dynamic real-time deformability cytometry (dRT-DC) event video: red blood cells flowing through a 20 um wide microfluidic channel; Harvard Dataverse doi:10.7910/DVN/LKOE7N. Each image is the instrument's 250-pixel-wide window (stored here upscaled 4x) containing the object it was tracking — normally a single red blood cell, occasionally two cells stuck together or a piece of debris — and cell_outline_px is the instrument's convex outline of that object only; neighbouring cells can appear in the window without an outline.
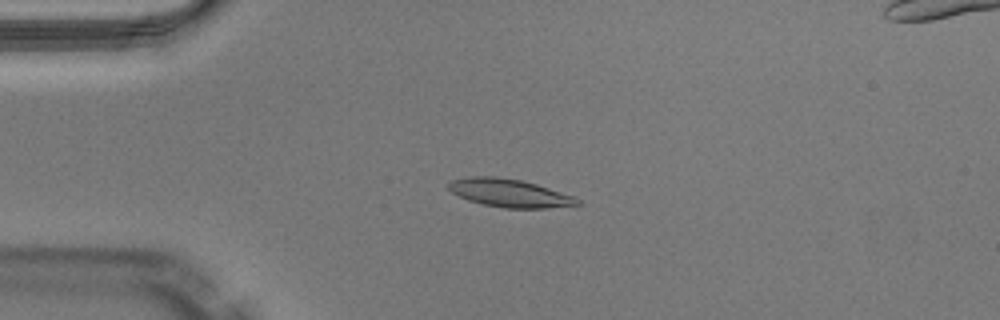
{"species": "Egyptian fruit bat (a non-hibernating species)", "species_latin": "Rousettus aegyptiacus", "temperature_condition": "warm", "stored_images_in_passage": 42, "camera_frame_rate_fps": 3000, "um_per_image_px": 0.085, "animal": {"sex": "male"}, "frame": {"image": 1, "passage_image": 3, "time_ms": 0.667, "image_size_px": [1000, 320], "cell_outline_px": [[584, 204], [548, 208], [504, 208], [484, 204], [468, 200], [452, 192], [448, 188], [448, 184], [452, 180], [468, 176], [496, 176], [520, 180], [536, 184], [572, 196], [580, 200]], "centroid_in_image_um": [43.31, 16.41], "position_along_channel_um": 41.7, "area_um2": 20.92}}
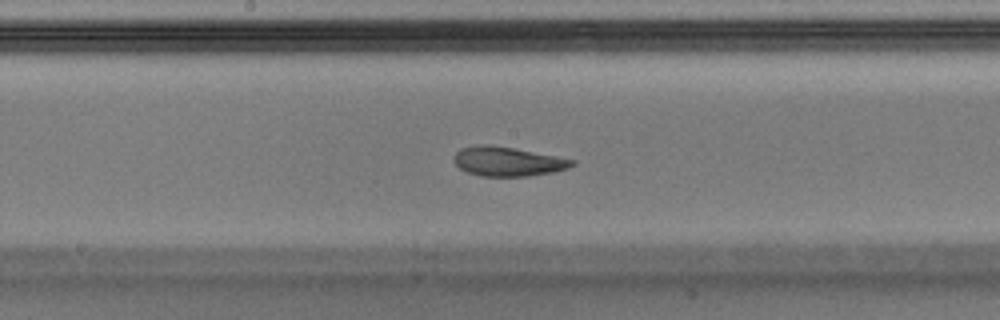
{"frame": {"image": 2, "passage_image": 17, "time_ms": 5.333, "image_size_px": [1000, 320], "cell_outline_px": [[576, 164], [568, 168], [552, 172], [528, 176], [480, 176], [468, 172], [460, 168], [456, 164], [452, 156], [460, 148], [484, 144], [488, 144], [512, 148], [576, 160]], "centroid_in_image_um": [43.14, 13.73], "position_along_channel_um": 205.1, "area_um2": 20.0}}
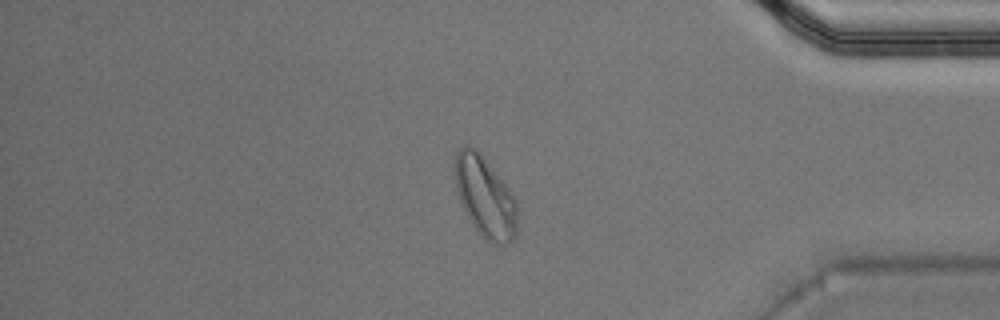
{"frame": {"image": 3, "passage_image": 33, "time_ms": 10.667, "image_size_px": [1000, 320], "cell_outline_px": [[516, 236], [508, 244], [492, 244], [484, 240], [468, 216], [460, 200], [452, 176], [456, 152], [464, 144], [472, 144], [480, 152], [512, 192], [516, 200]], "centroid_in_image_um": [41.2, 16.69], "position_along_channel_um": 394.0, "area_um2": 29.71}}